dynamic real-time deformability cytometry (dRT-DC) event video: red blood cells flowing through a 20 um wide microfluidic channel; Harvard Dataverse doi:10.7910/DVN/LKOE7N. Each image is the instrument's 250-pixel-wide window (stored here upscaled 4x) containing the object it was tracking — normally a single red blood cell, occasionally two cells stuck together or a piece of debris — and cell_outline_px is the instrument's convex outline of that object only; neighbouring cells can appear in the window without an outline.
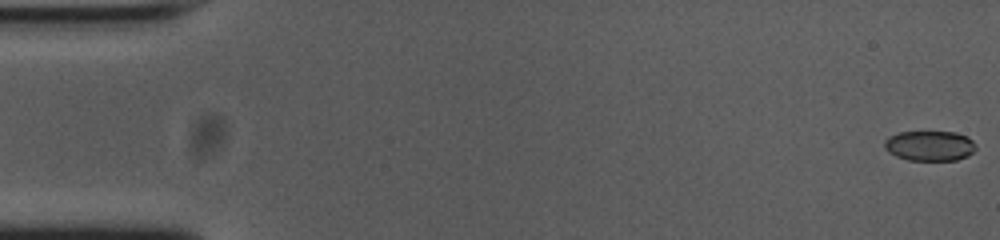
{"species": "common noctule bat (a hibernating species)", "species_latin": "Nyctalus noctula", "temperature_condition": "cold", "stored_images_in_passage": 55, "camera_frame_rate_fps": 3000, "um_per_image_px": 0.085, "animal": {"sex": "female", "body_mass_g": 23.0, "forearm_length_mm": 53.4}, "frame": {"image": 1, "passage_image": 1, "time_ms": 0.0, "image_size_px": [1000, 240], "cell_outline_px": [[976, 148], [968, 156], [956, 160], [908, 160], [896, 156], [888, 152], [884, 148], [884, 140], [888, 136], [900, 132], [956, 132], [968, 136], [976, 144]], "centroid_in_image_um": [79.02, 12.39], "position_along_channel_um": 6.0, "area_um2": 16.18}}
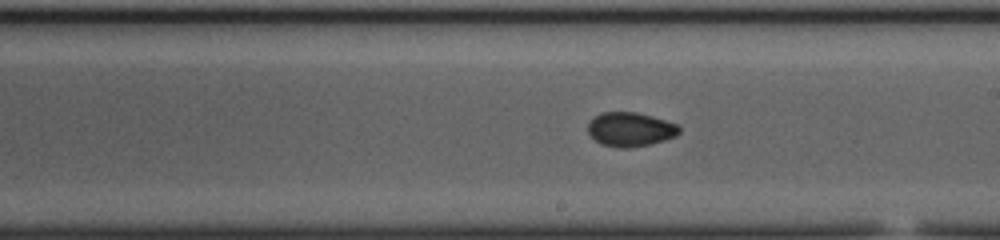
{"frame": {"image": 2, "passage_image": 31, "time_ms": 10.0, "image_size_px": [1000, 240], "cell_outline_px": [[680, 132], [676, 136], [664, 140], [648, 144], [628, 148], [620, 148], [600, 144], [588, 132], [588, 124], [600, 112], [636, 112], [652, 116], [676, 124], [680, 128]], "centroid_in_image_um": [53.57, 10.99], "position_along_channel_um": 235.4, "area_um2": 17.98}}
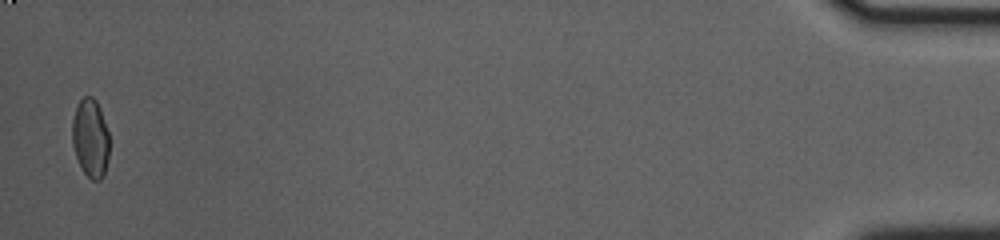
{"frame": {"image": 3, "passage_image": 54, "time_ms": 17.667, "image_size_px": [1000, 240], "cell_outline_px": [[108, 160], [104, 172], [100, 180], [92, 180], [84, 172], [76, 156], [72, 144], [72, 120], [76, 104], [84, 96], [92, 96], [96, 100], [100, 108], [108, 132]], "centroid_in_image_um": [7.67, 11.7], "position_along_channel_um": 427.5, "area_um2": 16.94}, "authors_computed_cell_mechanics": {"area_um2": 17.5712, "velocity_mm_per_s": 3.7506, "shape_relaxation_time_tau1_ms": null, "shape_relaxation_time_tau2_ms": 1.6098, "deformation_change_tau1": null, "deformation_change_tau2": 0.0456}}